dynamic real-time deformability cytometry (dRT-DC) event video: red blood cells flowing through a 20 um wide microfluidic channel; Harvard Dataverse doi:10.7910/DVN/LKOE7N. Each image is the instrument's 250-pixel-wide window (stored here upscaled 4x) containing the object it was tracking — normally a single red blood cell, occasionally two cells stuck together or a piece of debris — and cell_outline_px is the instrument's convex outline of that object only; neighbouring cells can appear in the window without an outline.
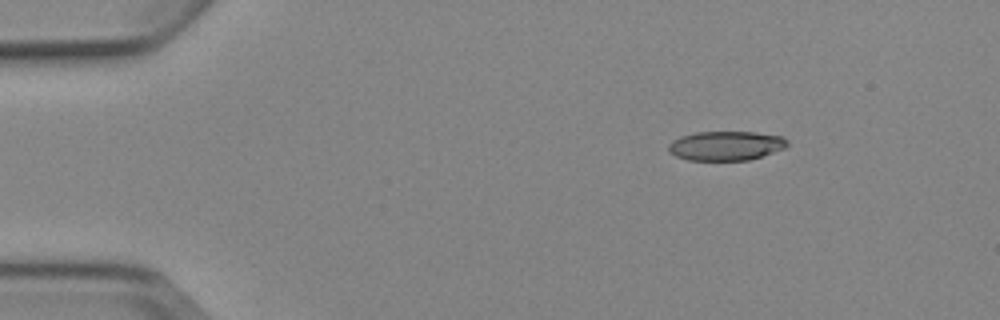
{"species": "Egyptian fruit bat (a non-hibernating species)", "species_latin": "Rousettus aegyptiacus", "temperature_condition": "cold", "stored_images_in_passage": 4, "camera_frame_rate_fps": 3000, "um_per_image_px": 0.085, "animal": {"sex": "female"}, "frame": {"image": 1, "passage_image": 2, "time_ms": 2.0, "image_size_px": [1000, 320], "cell_outline_px": [[788, 144], [784, 148], [748, 160], [688, 160], [676, 156], [668, 152], [668, 144], [672, 140], [680, 136], [696, 132], [756, 132], [784, 136], [788, 140]], "centroid_in_image_um": [61.68, 12.38], "position_along_channel_um": 23.3, "area_um2": 20.35}}